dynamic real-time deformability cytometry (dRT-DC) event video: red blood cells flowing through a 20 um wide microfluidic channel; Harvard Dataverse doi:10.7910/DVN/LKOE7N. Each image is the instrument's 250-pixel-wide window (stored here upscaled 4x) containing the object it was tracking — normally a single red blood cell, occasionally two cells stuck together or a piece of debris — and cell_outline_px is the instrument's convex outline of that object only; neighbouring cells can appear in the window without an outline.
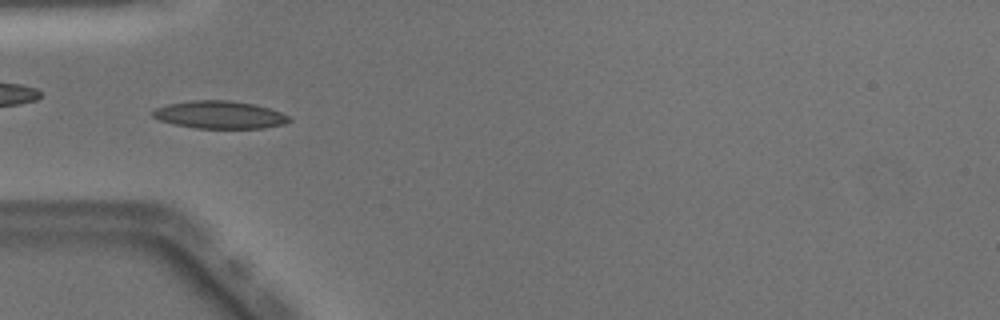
{"species": "Egyptian fruit bat (a non-hibernating species)", "species_latin": "Rousettus aegyptiacus", "temperature_condition": "warm", "stored_images_in_passage": 49, "camera_frame_rate_fps": 3000, "um_per_image_px": 0.085, "animal": {"sex": "male"}, "frame": {"image": 1, "passage_image": 15, "time_ms": 4.667, "image_size_px": [1000, 320], "cell_outline_px": [[292, 120], [284, 124], [264, 128], [196, 128], [176, 124], [160, 120], [152, 116], [152, 112], [156, 108], [168, 104], [192, 100], [228, 100], [252, 104], [268, 108], [280, 112], [288, 116]], "centroid_in_image_um": [18.67, 9.76], "position_along_channel_um": 66.3, "area_um2": 21.73}}
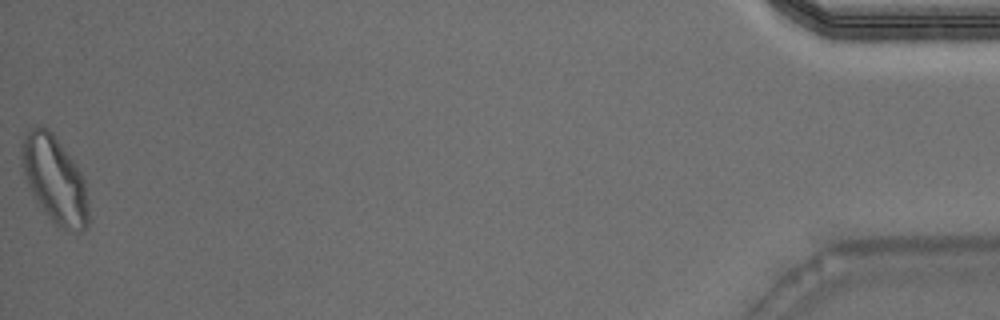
{"frame": {"image": 2, "passage_image": 49, "time_ms": 16.0, "image_size_px": [1000, 320], "cell_outline_px": [[88, 224], [80, 232], [72, 232], [56, 224], [36, 204], [28, 184], [24, 172], [20, 156], [20, 144], [28, 132], [32, 128], [48, 128], [52, 132], [76, 164], [84, 176], [88, 200]], "centroid_in_image_um": [4.65, 15.29], "position_along_channel_um": 430.5, "area_um2": 33.76}, "authors_computed_cell_mechanics": {"area_um2": 20.3456, "velocity_mm_per_s": 4.0481, "shape_relaxation_time_tau1_ms": 6.7529, "shape_relaxation_time_tau2_ms": 2.1532, "deformation_change_tau1": 0.1875, "deformation_change_tau2": 0.0825}}